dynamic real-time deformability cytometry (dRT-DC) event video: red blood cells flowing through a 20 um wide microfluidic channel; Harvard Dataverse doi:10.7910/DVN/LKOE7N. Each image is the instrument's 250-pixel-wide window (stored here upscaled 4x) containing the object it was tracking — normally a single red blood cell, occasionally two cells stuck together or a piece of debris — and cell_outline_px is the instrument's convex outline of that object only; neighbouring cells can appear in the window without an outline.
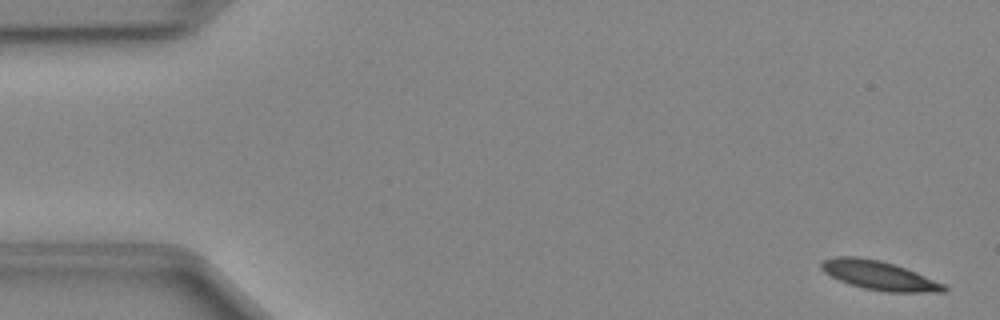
{"species": "Egyptian fruit bat (a non-hibernating species)", "species_latin": "Rousettus aegyptiacus", "temperature_condition": "cold", "stored_images_in_passage": 49, "camera_frame_rate_fps": 3000, "um_per_image_px": 0.085, "animal": {"sex": "female"}, "frame": {"image": 1, "passage_image": 2, "time_ms": 0.333, "image_size_px": [1000, 320], "cell_outline_px": [[948, 292], [888, 292], [864, 288], [848, 284], [824, 272], [820, 268], [820, 264], [824, 260], [836, 256], [856, 256], [880, 260], [896, 264], [916, 272], [944, 284], [948, 288]], "centroid_in_image_um": [74.74, 23.41], "position_along_channel_um": 10.3, "area_um2": 20.75}}
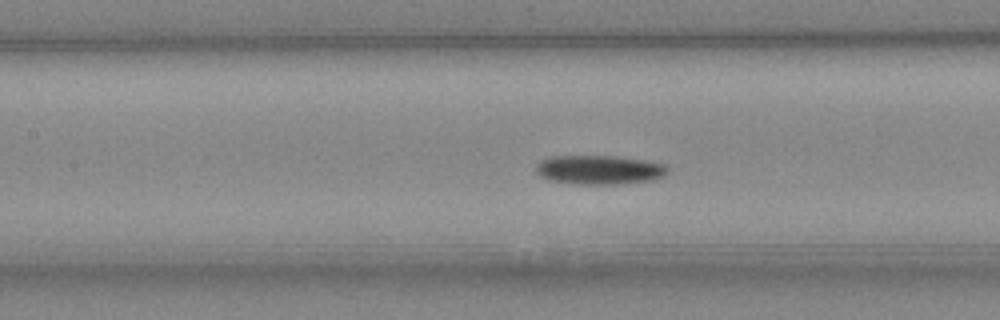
{"frame": {"image": 2, "passage_image": 22, "time_ms": 7.0, "image_size_px": [1000, 320], "cell_outline_px": [[668, 172], [664, 176], [652, 180], [616, 184], [576, 184], [552, 180], [540, 176], [536, 172], [536, 164], [540, 160], [548, 156], [616, 156], [644, 160], [664, 164], [668, 168]], "centroid_in_image_um": [50.92, 14.42], "position_along_channel_um": 156.5, "area_um2": 22.37}}
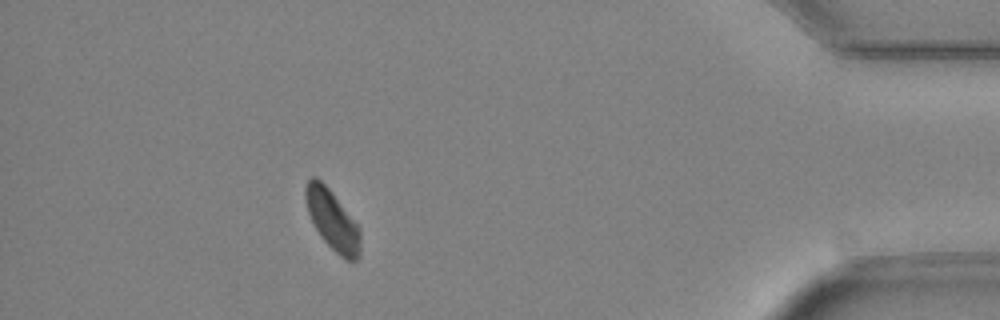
{"frame": {"image": 3, "passage_image": 44, "time_ms": 14.333, "image_size_px": [1000, 320], "cell_outline_px": [[360, 256], [356, 260], [348, 260], [340, 256], [320, 236], [308, 212], [304, 196], [304, 188], [308, 180], [312, 176], [316, 176], [332, 192], [360, 228]], "centroid_in_image_um": [28.25, 18.69], "position_along_channel_um": 407.0, "area_um2": 18.96}}